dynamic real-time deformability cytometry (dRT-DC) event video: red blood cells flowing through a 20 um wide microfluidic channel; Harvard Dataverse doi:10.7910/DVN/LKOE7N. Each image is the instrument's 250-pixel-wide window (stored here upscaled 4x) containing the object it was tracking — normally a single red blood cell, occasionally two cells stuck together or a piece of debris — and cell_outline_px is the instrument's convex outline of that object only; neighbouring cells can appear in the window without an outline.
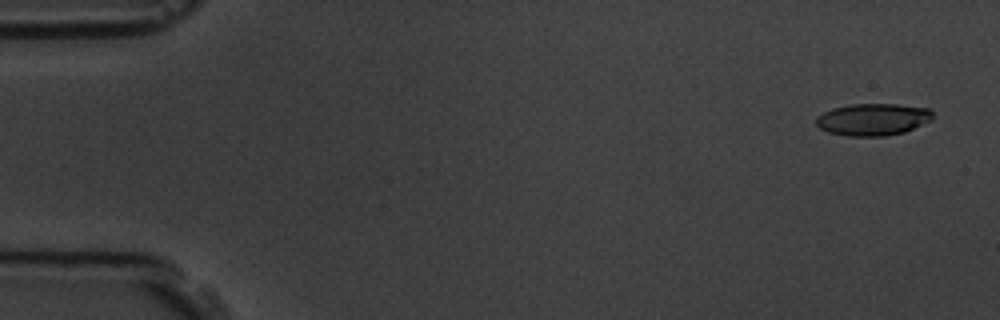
{"species": "common noctule bat (a hibernating species)", "species_latin": "Nyctalus noctula", "temperature_condition": "room temperature", "stored_images_in_passage": 6, "camera_frame_rate_fps": 3000, "um_per_image_px": 0.085, "animal": {"sex": "male", "body_mass_g": 19.5, "forearm_length_mm": 54.6}, "frame": {"image": 1, "passage_image": 1, "time_ms": 0.0, "image_size_px": [1000, 320], "cell_outline_px": [[932, 120], [904, 132], [884, 136], [848, 136], [828, 132], [820, 128], [816, 124], [816, 116], [832, 108], [852, 104], [896, 104], [928, 108], [932, 112]], "centroid_in_image_um": [74.18, 10.15], "position_along_channel_um": 10.8, "area_um2": 21.73}}
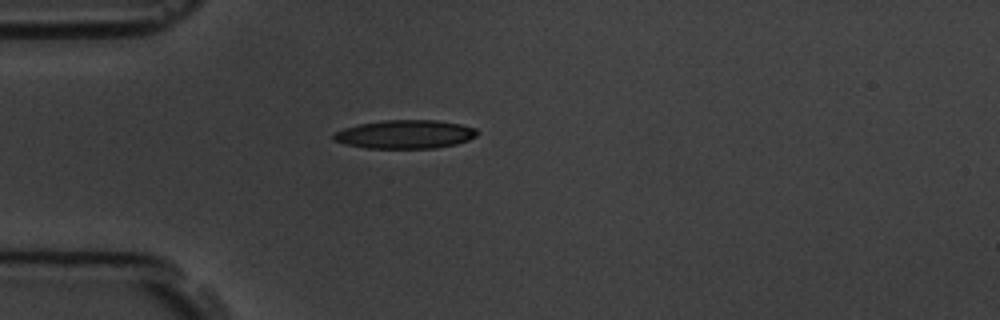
{"frame": {"image": 2, "passage_image": 4, "time_ms": 4.333, "image_size_px": [1000, 320], "cell_outline_px": [[480, 132], [476, 136], [468, 140], [456, 144], [436, 148], [364, 148], [344, 144], [332, 140], [332, 132], [356, 124], [384, 120], [436, 120], [460, 124], [476, 128]], "centroid_in_image_um": [34.39, 11.41], "position_along_channel_um": 50.6, "area_um2": 24.22}}
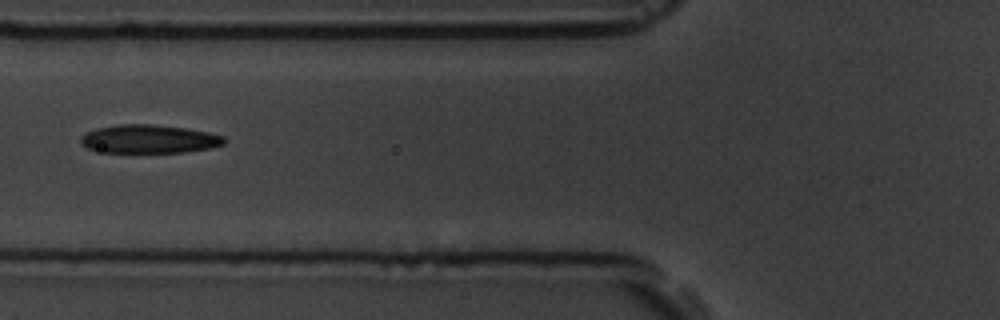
{"frame": {"image": 3, "passage_image": 6, "time_ms": 6.333, "image_size_px": [1000, 320], "cell_outline_px": [[224, 144], [208, 148], [184, 152], [104, 152], [88, 148], [80, 140], [80, 136], [96, 128], [120, 124], [152, 124], [184, 128], [208, 132], [224, 136]], "centroid_in_image_um": [12.66, 11.81], "position_along_channel_um": 113.1, "area_um2": 23.47}}